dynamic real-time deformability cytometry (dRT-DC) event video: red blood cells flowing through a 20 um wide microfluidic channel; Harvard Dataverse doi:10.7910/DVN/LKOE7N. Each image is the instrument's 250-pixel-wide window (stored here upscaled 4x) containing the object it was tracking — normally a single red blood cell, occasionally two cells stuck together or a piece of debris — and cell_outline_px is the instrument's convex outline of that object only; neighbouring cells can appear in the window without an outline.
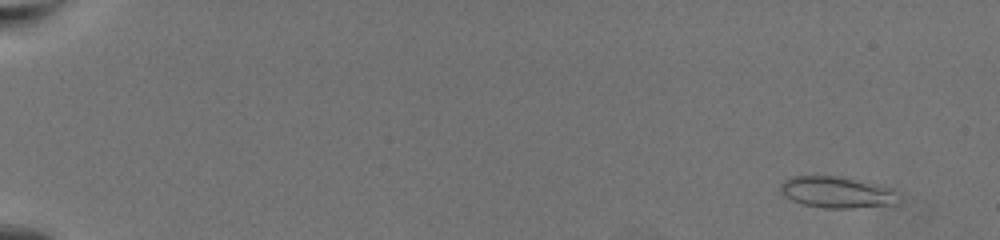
{"species": "common noctule bat (a hibernating species)", "species_latin": "Nyctalus noctula", "temperature_condition": "warm", "stored_images_in_passage": 67, "segment_of_instrument_passage": [1, 2], "camera_frame_rate_fps": 3000, "um_per_image_px": 0.085, "animal": {"sex": "female", "body_mass_g": 19.5, "forearm_length_mm": 54.1}, "frame": {"image": 1, "passage_image": 6, "time_ms": 1.667, "image_size_px": [1000, 240], "cell_outline_px": [[896, 204], [852, 208], [824, 208], [804, 204], [792, 200], [784, 196], [780, 192], [780, 184], [784, 180], [792, 176], [840, 176], [876, 184], [892, 188]], "centroid_in_image_um": [71.05, 16.33], "position_along_channel_um": 13.9, "area_um2": 21.33}}
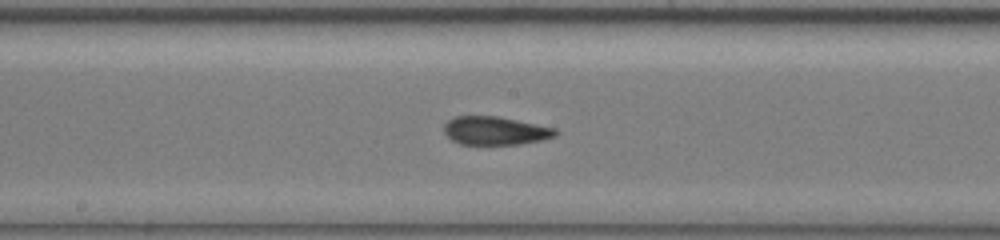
{"frame": {"image": 2, "passage_image": 39, "time_ms": 12.667, "image_size_px": [1000, 240], "cell_outline_px": [[560, 132], [556, 136], [540, 140], [520, 144], [460, 144], [452, 140], [444, 132], [444, 124], [448, 120], [456, 116], [496, 116], [556, 128]], "centroid_in_image_um": [42.1, 11.11], "position_along_channel_um": 206.1, "area_um2": 18.32}}
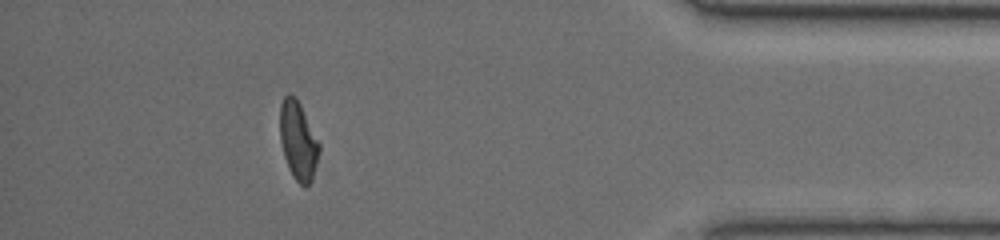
{"frame": {"image": 3, "passage_image": 60, "time_ms": 19.667, "image_size_px": [1000, 240], "cell_outline_px": [[320, 148], [312, 180], [304, 188], [296, 180], [284, 156], [280, 140], [280, 104], [284, 96], [288, 92], [296, 96], [320, 140]], "centroid_in_image_um": [25.36, 11.89], "position_along_channel_um": 409.8, "area_um2": 18.09}}